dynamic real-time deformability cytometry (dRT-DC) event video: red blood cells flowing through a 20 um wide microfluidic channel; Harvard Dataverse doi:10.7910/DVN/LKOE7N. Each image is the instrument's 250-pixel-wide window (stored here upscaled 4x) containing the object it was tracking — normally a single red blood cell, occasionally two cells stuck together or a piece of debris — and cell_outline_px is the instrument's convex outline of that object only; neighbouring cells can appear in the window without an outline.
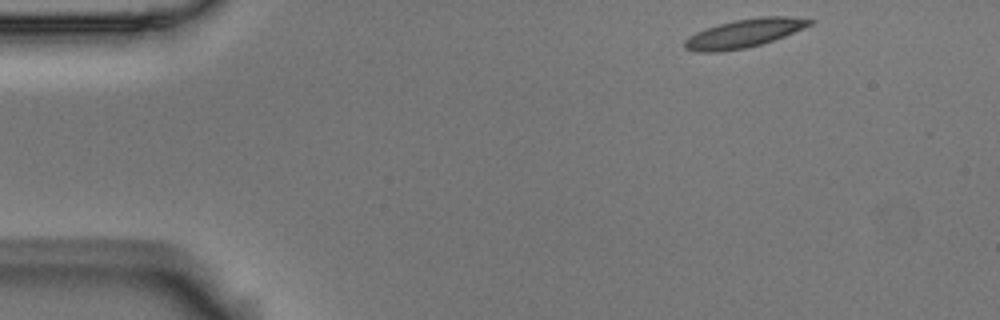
{"species": "Egyptian fruit bat (a non-hibernating species)", "species_latin": "Rousettus aegyptiacus", "temperature_condition": "room temperature", "stored_images_in_passage": 6, "camera_frame_rate_fps": 3000, "um_per_image_px": 0.085, "animal": {"sex": "male"}, "frame": {"image": 1, "passage_image": 1, "time_ms": 0.0, "image_size_px": [1000, 320], "cell_outline_px": [[816, 20], [812, 24], [804, 28], [784, 36], [748, 48], [720, 52], [696, 52], [684, 48], [684, 40], [688, 36], [696, 32], [720, 24], [736, 20], [760, 16], [792, 16]], "centroid_in_image_um": [63.27, 2.83], "position_along_channel_um": 21.7, "area_um2": 20.75}}
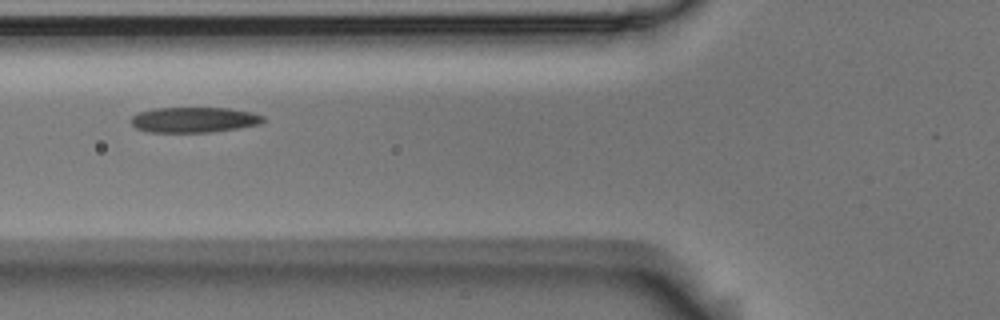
{"frame": {"image": 2, "passage_image": 5, "time_ms": 1.333, "image_size_px": [1000, 320], "cell_outline_px": [[268, 120], [260, 124], [236, 128], [208, 132], [148, 132], [136, 128], [132, 124], [132, 116], [140, 112], [152, 108], [228, 108], [252, 112], [264, 116]], "centroid_in_image_um": [16.52, 10.18], "position_along_channel_um": 109.3, "area_um2": 19.54}}
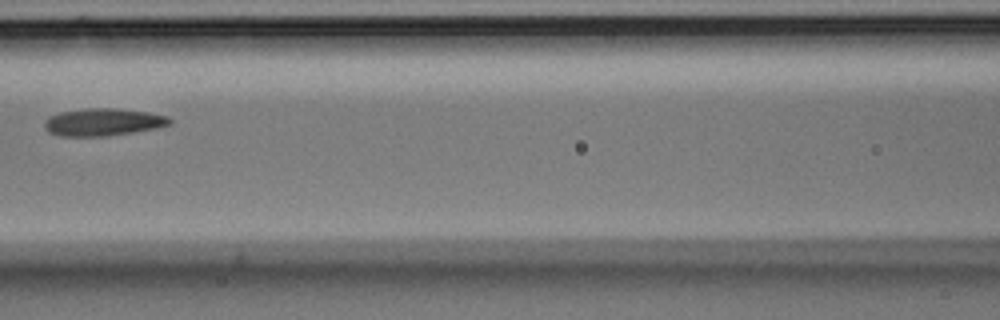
{"frame": {"image": 3, "passage_image": 6, "time_ms": 1.667, "image_size_px": [1000, 320], "cell_outline_px": [[172, 124], [160, 128], [104, 136], [60, 136], [48, 132], [44, 128], [44, 120], [48, 116], [60, 112], [84, 108], [116, 108], [148, 112], [168, 116], [172, 120]], "centroid_in_image_um": [8.76, 10.37], "position_along_channel_um": 157.8, "area_um2": 20.29}}